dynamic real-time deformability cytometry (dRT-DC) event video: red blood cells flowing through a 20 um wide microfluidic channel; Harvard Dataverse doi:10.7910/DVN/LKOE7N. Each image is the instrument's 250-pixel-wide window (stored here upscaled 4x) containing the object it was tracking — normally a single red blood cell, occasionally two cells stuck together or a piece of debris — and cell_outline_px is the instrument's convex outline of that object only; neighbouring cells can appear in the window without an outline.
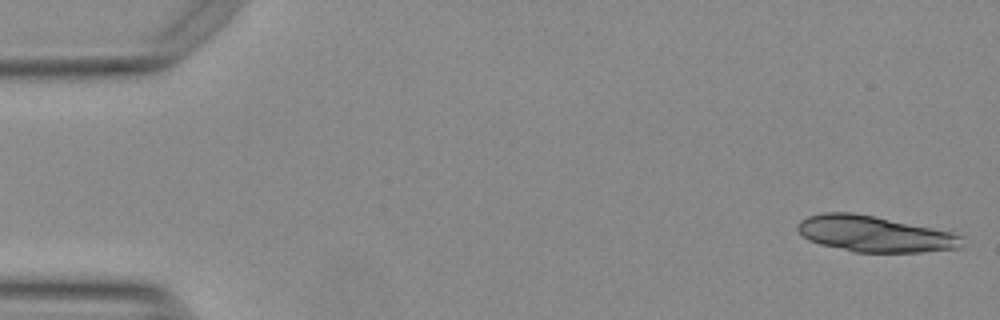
{"species": "Egyptian fruit bat (a non-hibernating species)", "species_latin": "Rousettus aegyptiacus", "temperature_condition": "warm", "stored_images_in_passage": 12, "camera_frame_rate_fps": 3000, "um_per_image_px": 0.085, "animal": {"sex": "female"}, "frame": {"image": 1, "passage_image": 1, "time_ms": 0.0, "image_size_px": [1000, 320], "cell_outline_px": [[964, 248], [920, 252], [852, 252], [820, 244], [808, 240], [796, 228], [796, 224], [800, 220], [808, 216], [824, 212], [852, 212], [952, 232], [960, 236]], "centroid_in_image_um": [74.31, 19.89], "position_along_channel_um": 10.7, "area_um2": 34.33}}